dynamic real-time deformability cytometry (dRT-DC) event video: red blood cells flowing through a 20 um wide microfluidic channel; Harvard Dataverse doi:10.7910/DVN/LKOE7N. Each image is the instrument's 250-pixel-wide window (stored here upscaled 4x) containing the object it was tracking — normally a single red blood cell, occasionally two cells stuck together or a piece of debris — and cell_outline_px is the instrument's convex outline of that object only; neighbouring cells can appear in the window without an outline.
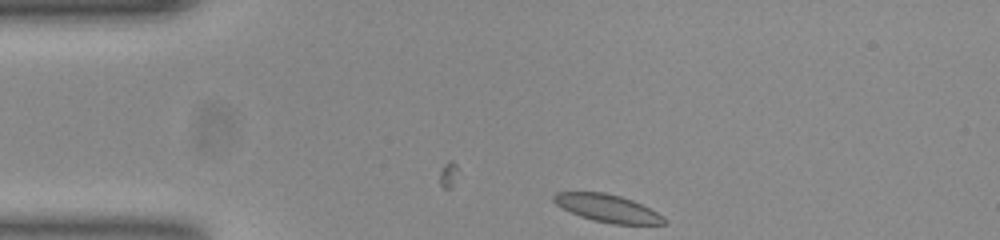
{"species": "common noctule bat (a hibernating species)", "species_latin": "Nyctalus noctula", "temperature_condition": "room temperature", "stored_images_in_passage": 10, "camera_frame_rate_fps": 3000, "um_per_image_px": 0.085, "animal": {"sex": "female", "body_mass_g": 23.0, "forearm_length_mm": 53.4}, "frame": {"image": 1, "passage_image": 1, "time_ms": 0.0, "image_size_px": [1000, 240], "cell_outline_px": [[668, 224], [612, 224], [592, 220], [580, 216], [556, 204], [552, 200], [552, 196], [556, 192], [604, 192], [620, 196], [632, 200], [664, 216]], "centroid_in_image_um": [51.64, 17.7], "position_along_channel_um": 33.4, "area_um2": 17.63}}
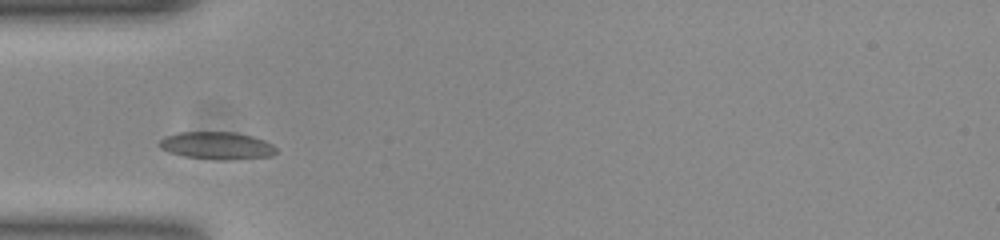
{"frame": {"image": 2, "passage_image": 7, "time_ms": 2.0, "image_size_px": [1000, 240], "cell_outline_px": [[276, 152], [272, 156], [224, 160], [220, 160], [184, 156], [168, 152], [160, 148], [156, 144], [164, 136], [180, 132], [236, 132], [252, 136], [264, 140], [272, 144], [276, 148]], "centroid_in_image_um": [18.4, 12.37], "position_along_channel_um": 66.6, "area_um2": 18.79}}